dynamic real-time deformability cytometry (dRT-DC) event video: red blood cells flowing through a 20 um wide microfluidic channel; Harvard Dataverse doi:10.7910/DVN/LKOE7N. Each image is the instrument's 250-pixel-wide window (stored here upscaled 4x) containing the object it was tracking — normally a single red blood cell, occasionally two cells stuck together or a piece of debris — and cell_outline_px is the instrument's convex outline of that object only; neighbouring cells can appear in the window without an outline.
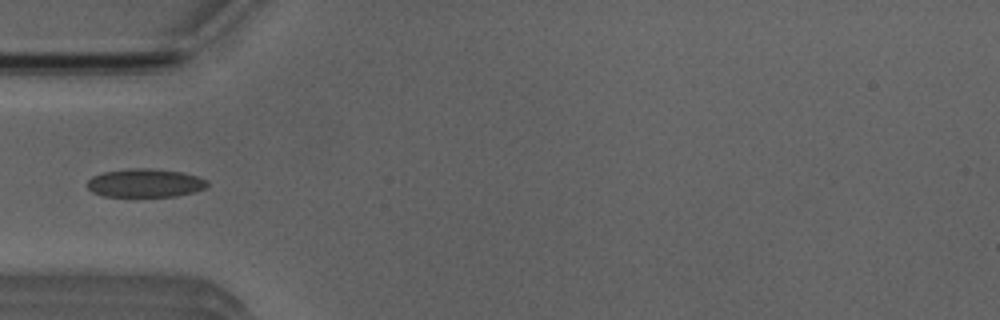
{"species": "Egyptian fruit bat (a non-hibernating species)", "species_latin": "Rousettus aegyptiacus", "temperature_condition": "room temperature", "stored_images_in_passage": 4, "camera_frame_rate_fps": 3000, "um_per_image_px": 0.085, "animal": {"sex": "male"}, "frame": {"image": 1, "passage_image": 4, "time_ms": 3.333, "image_size_px": [1000, 320], "cell_outline_px": [[208, 184], [204, 188], [196, 192], [176, 196], [104, 196], [92, 192], [88, 188], [88, 180], [92, 176], [104, 172], [132, 168], [152, 168], [180, 172], [196, 176], [208, 180]], "centroid_in_image_um": [12.34, 15.55], "position_along_channel_um": 72.7, "area_um2": 19.83}}